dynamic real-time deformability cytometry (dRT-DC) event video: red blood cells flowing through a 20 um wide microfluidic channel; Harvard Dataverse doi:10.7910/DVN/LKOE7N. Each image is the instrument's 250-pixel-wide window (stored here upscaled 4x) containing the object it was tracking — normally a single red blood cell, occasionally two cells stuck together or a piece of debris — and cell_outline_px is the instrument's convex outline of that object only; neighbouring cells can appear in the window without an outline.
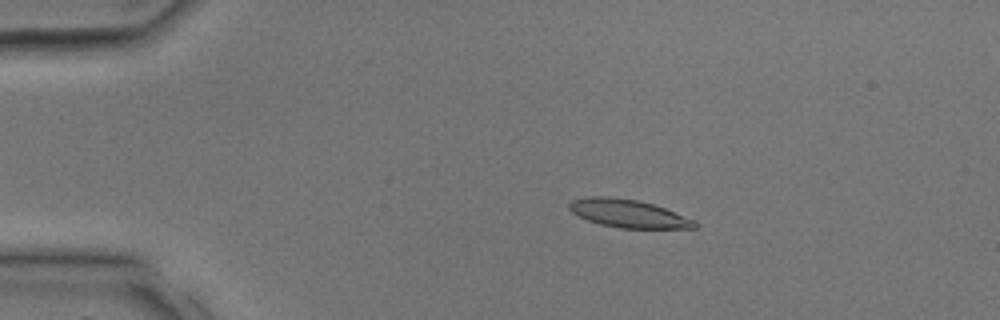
{"species": "common noctule bat (a hibernating species)", "species_latin": "Nyctalus noctula", "temperature_condition": "room temperature", "stored_images_in_passage": 34, "camera_frame_rate_fps": 3000, "um_per_image_px": 0.085, "animal": {"sex": "male", "body_mass_g": 17.9, "forearm_length_mm": 54.2}, "frame": {"image": 1, "passage_image": 7, "time_ms": 2.0, "image_size_px": [1000, 320], "cell_outline_px": [[700, 224], [696, 228], [620, 228], [600, 224], [588, 220], [572, 212], [568, 208], [568, 204], [572, 200], [588, 196], [608, 196], [640, 200], [664, 208], [696, 220]], "centroid_in_image_um": [53.42, 18.14], "position_along_channel_um": 31.6, "area_um2": 20.58}}
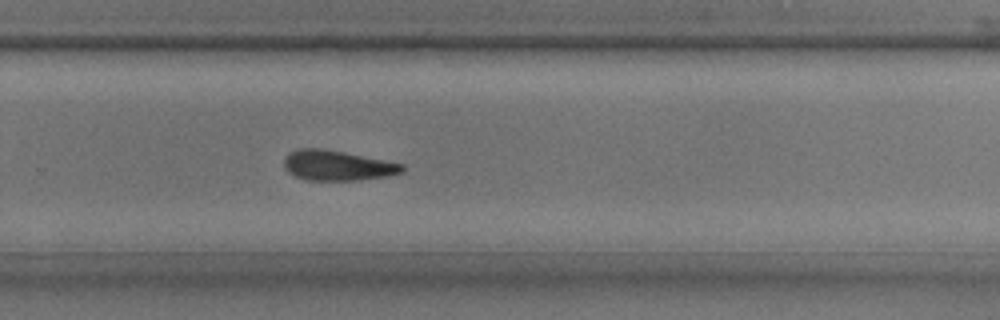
{"frame": {"image": 2, "passage_image": 23, "time_ms": 7.333, "image_size_px": [1000, 320], "cell_outline_px": [[404, 172], [384, 176], [356, 180], [308, 180], [296, 176], [288, 172], [284, 168], [284, 160], [288, 152], [300, 148], [320, 148], [344, 152], [404, 164]], "centroid_in_image_um": [28.64, 14.06], "position_along_channel_um": 301.2, "area_um2": 20.58}}
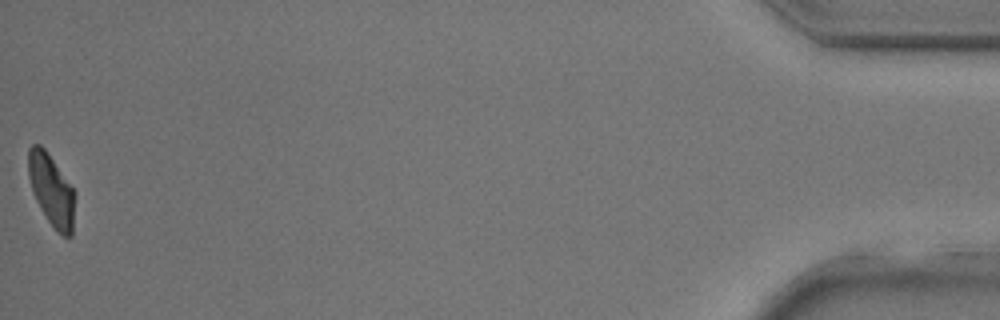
{"frame": {"image": 3, "passage_image": 34, "time_ms": 11.0, "image_size_px": [1000, 320], "cell_outline_px": [[76, 192], [72, 236], [64, 236], [56, 232], [48, 220], [36, 200], [32, 192], [28, 176], [28, 148], [32, 144], [40, 144], [44, 148]], "centroid_in_image_um": [4.38, 16.17], "position_along_channel_um": 430.8, "area_um2": 19.54}}